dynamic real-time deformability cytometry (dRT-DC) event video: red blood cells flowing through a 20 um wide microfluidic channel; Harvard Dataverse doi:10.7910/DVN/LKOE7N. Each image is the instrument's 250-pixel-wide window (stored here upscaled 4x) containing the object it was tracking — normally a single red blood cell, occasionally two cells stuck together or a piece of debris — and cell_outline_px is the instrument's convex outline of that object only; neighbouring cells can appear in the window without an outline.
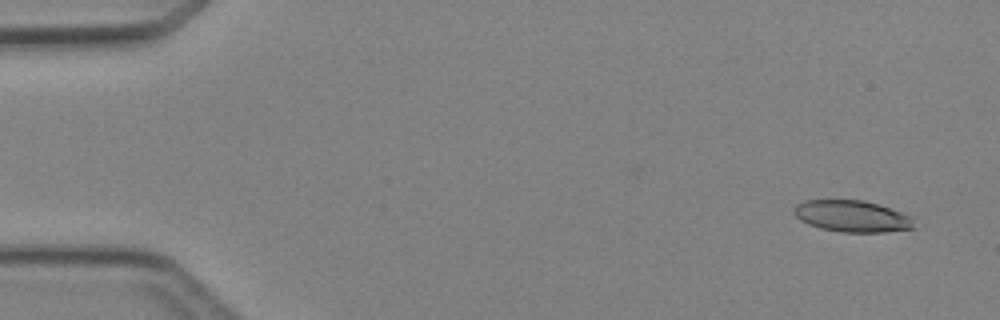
{"species": "Egyptian fruit bat (a non-hibernating species)", "species_latin": "Rousettus aegyptiacus", "temperature_condition": "cold", "stored_images_in_passage": 4, "camera_frame_rate_fps": 3000, "um_per_image_px": 0.085, "animal": {"sex": "female"}, "frame": {"image": 1, "passage_image": 1, "time_ms": 0.0, "image_size_px": [1000, 320], "cell_outline_px": [[916, 228], [884, 232], [840, 232], [820, 228], [808, 224], [800, 220], [792, 212], [792, 208], [796, 204], [804, 200], [864, 200], [880, 204], [912, 216]], "centroid_in_image_um": [72.43, 18.37], "position_along_channel_um": 12.6, "area_um2": 22.43}}
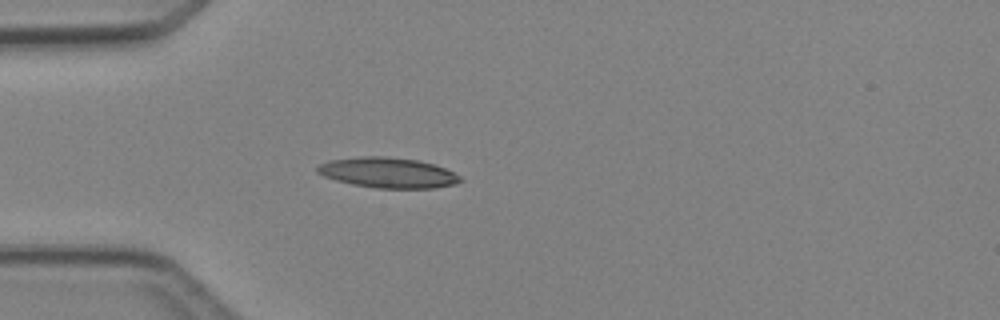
{"frame": {"image": 2, "passage_image": 4, "time_ms": 3.667, "image_size_px": [1000, 320], "cell_outline_px": [[464, 180], [456, 184], [436, 188], [376, 188], [352, 184], [336, 180], [324, 176], [316, 172], [316, 168], [320, 164], [328, 160], [360, 156], [384, 156], [420, 160], [436, 164], [460, 176]], "centroid_in_image_um": [32.99, 14.67], "position_along_channel_um": 52.0, "area_um2": 25.49}}